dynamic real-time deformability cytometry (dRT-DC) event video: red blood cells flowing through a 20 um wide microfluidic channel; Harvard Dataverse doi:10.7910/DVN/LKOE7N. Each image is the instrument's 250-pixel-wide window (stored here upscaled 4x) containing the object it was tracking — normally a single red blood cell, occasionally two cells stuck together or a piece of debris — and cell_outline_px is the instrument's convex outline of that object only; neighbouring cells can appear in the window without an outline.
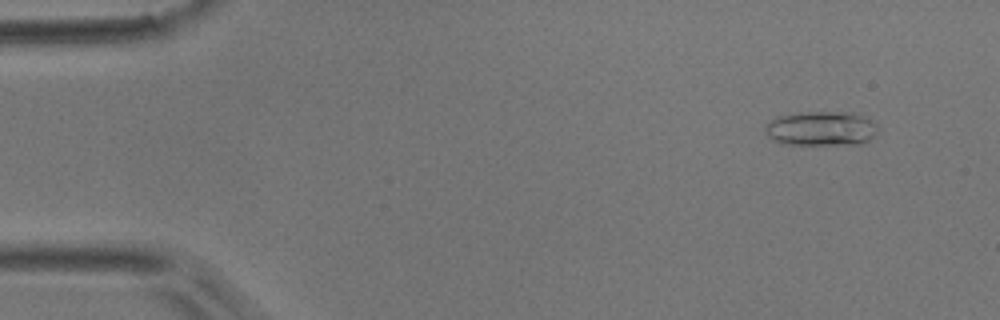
{"species": "common noctule bat (a hibernating species)", "species_latin": "Nyctalus noctula", "temperature_condition": "room temperature", "stored_images_in_passage": 52, "camera_frame_rate_fps": 3000, "um_per_image_px": 0.085, "animal": {"sex": "male", "body_mass_g": 17.9}, "frame": {"image": 1, "passage_image": 5, "time_ms": 1.333, "image_size_px": [1000, 320], "cell_outline_px": [[876, 136], [860, 144], [784, 144], [772, 140], [768, 136], [764, 128], [764, 124], [768, 120], [776, 116], [800, 112], [852, 112], [864, 116], [876, 128]], "centroid_in_image_um": [69.72, 10.92], "position_along_channel_um": 15.3, "area_um2": 22.72}}
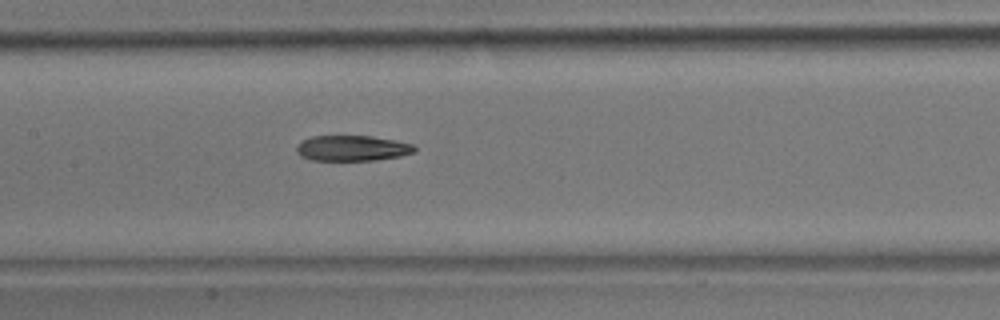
{"frame": {"image": 2, "passage_image": 25, "time_ms": 8.0, "image_size_px": [1000, 320], "cell_outline_px": [[416, 152], [400, 156], [376, 160], [312, 160], [300, 156], [296, 152], [296, 144], [300, 140], [312, 136], [372, 136], [396, 140], [412, 144], [416, 148]], "centroid_in_image_um": [29.91, 12.59], "position_along_channel_um": 177.5, "area_um2": 17.74}}
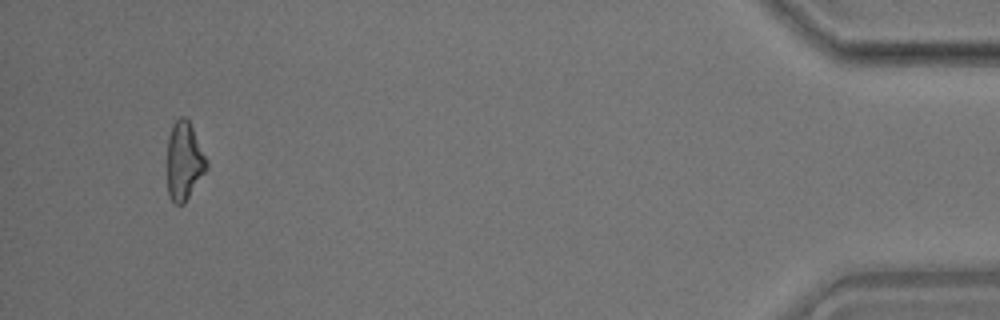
{"frame": {"image": 3, "passage_image": 49, "time_ms": 16.0, "image_size_px": [1000, 320], "cell_outline_px": [[208, 168], [184, 204], [176, 204], [168, 196], [168, 136], [172, 124], [180, 116], [184, 116], [188, 120], [208, 160]], "centroid_in_image_um": [15.66, 13.69], "position_along_channel_um": 419.5, "area_um2": 17.92}}